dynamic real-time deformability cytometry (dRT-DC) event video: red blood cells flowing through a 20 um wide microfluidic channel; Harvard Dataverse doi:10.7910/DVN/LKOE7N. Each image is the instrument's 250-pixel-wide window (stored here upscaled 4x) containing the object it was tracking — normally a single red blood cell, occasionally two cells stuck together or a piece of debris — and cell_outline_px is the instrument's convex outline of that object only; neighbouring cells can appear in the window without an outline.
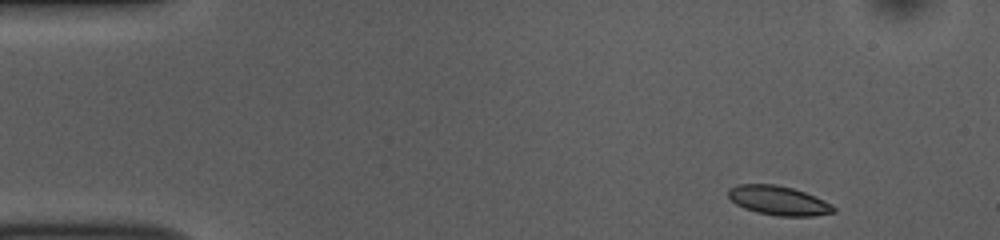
{"species": "common noctule bat (a hibernating species)", "species_latin": "Nyctalus noctula", "temperature_condition": "room temperature", "stored_images_in_passage": 49, "camera_frame_rate_fps": 3000, "um_per_image_px": 0.085, "animal": {"sex": "female", "body_mass_g": 10.0, "forearm_length_mm": 53.1}, "frame": {"image": 1, "passage_image": 1, "time_ms": 0.0, "image_size_px": [1000, 240], "cell_outline_px": [[836, 212], [816, 216], [776, 216], [756, 212], [744, 208], [736, 204], [728, 196], [728, 188], [736, 184], [776, 184], [792, 188], [804, 192], [824, 200], [832, 204], [836, 208]], "centroid_in_image_um": [66.18, 17.05], "position_along_channel_um": 18.8, "area_um2": 18.09}}
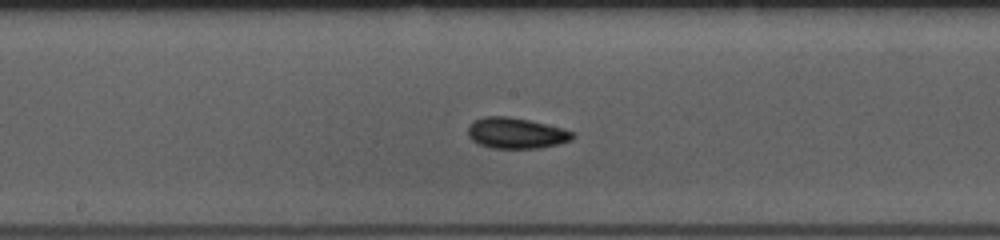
{"frame": {"image": 2, "passage_image": 23, "time_ms": 7.333, "image_size_px": [1000, 240], "cell_outline_px": [[576, 136], [572, 140], [540, 148], [492, 148], [480, 144], [472, 140], [468, 136], [468, 124], [484, 116], [508, 116], [528, 120], [564, 128], [576, 132]], "centroid_in_image_um": [43.89, 11.31], "position_along_channel_um": 204.3, "area_um2": 18.9}}
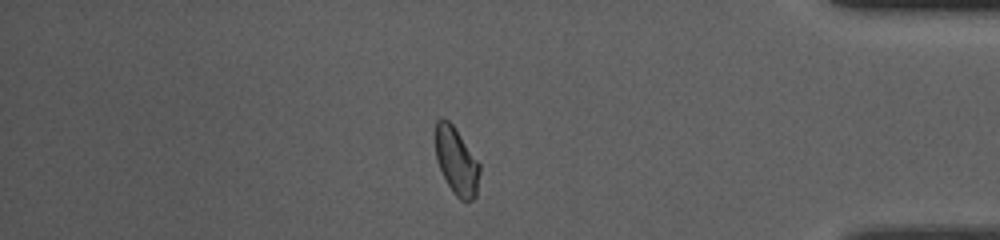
{"frame": {"image": 3, "passage_image": 41, "time_ms": 13.333, "image_size_px": [1000, 240], "cell_outline_px": [[480, 172], [476, 196], [472, 200], [460, 200], [452, 192], [436, 160], [432, 136], [436, 120], [440, 116], [444, 116], [452, 124], [480, 164]], "centroid_in_image_um": [38.74, 13.62], "position_along_channel_um": 396.5, "area_um2": 17.8}, "authors_computed_cell_mechanics": {"area_um2": 17.9758, "velocity_mm_per_s": 3.7253, "shape_relaxation_time_tau1_ms": 2.2061, "shape_relaxation_time_tau2_ms": 5.7585, "deformation_change_tau1": 0.0969, "deformation_change_tau2": 0.1174}}